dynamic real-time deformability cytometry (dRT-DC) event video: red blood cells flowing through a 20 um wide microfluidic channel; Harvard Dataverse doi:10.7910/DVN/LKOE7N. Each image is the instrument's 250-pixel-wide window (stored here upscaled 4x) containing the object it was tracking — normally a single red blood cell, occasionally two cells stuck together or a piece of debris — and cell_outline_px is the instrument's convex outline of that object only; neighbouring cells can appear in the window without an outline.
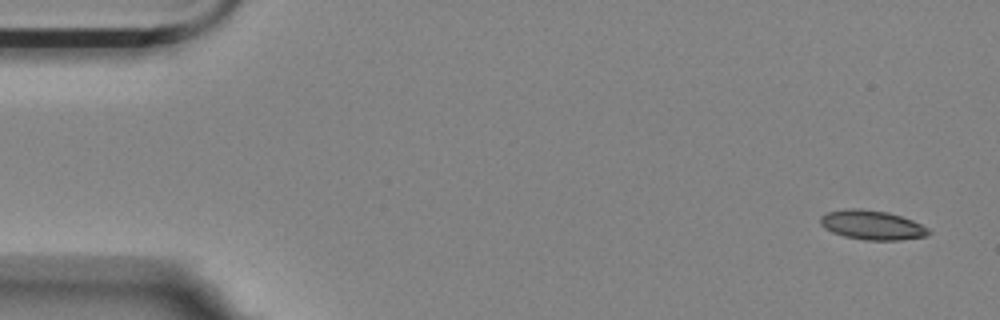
{"species": "Egyptian fruit bat (a non-hibernating species)", "species_latin": "Rousettus aegyptiacus", "temperature_condition": "room temperature", "stored_images_in_passage": 15, "camera_frame_rate_fps": 3000, "um_per_image_px": 0.085, "animal": {"sex": "female"}, "frame": {"image": 1, "passage_image": 1, "time_ms": 0.0, "image_size_px": [1000, 320], "cell_outline_px": [[932, 232], [928, 236], [900, 240], [864, 240], [844, 236], [832, 232], [824, 228], [820, 224], [820, 216], [828, 212], [844, 208], [860, 208], [888, 212], [912, 220], [928, 228]], "centroid_in_image_um": [74.12, 19.12], "position_along_channel_um": 10.9, "area_um2": 18.67}}
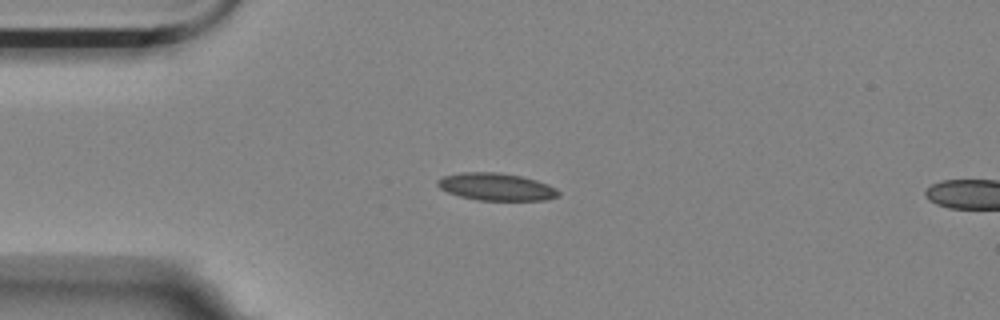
{"frame": {"image": 2, "passage_image": 12, "time_ms": 3.667, "image_size_px": [1000, 320], "cell_outline_px": [[560, 196], [548, 200], [476, 200], [460, 196], [448, 192], [440, 188], [436, 184], [436, 180], [444, 176], [460, 172], [496, 172], [520, 176], [536, 180], [548, 184], [556, 188], [560, 192]], "centroid_in_image_um": [42.19, 15.88], "position_along_channel_um": 42.8, "area_um2": 19.36}}